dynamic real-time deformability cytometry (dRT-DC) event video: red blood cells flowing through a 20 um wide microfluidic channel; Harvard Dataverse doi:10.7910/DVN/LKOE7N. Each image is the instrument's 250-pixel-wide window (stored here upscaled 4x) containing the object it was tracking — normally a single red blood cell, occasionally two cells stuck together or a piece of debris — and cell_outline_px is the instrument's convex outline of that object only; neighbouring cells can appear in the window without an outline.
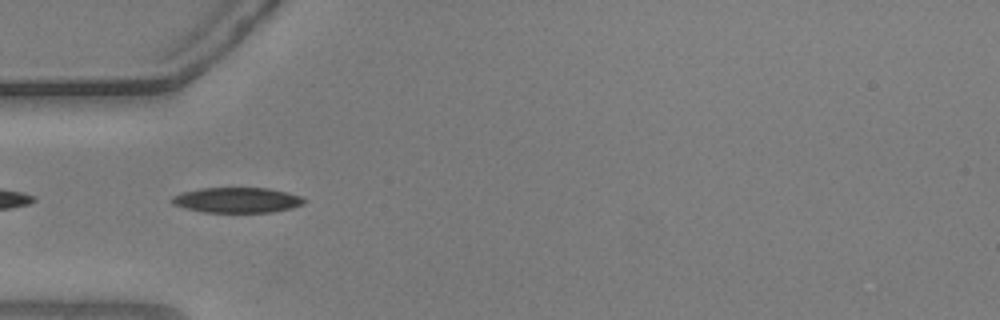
{"species": "common noctule bat (a hibernating species)", "species_latin": "Nyctalus noctula", "temperature_condition": "warm", "stored_images_in_passage": 7, "camera_frame_rate_fps": 3000, "um_per_image_px": 0.085, "animal": {"sex": "male", "body_mass_g": 20.5, "forearm_length_mm": 52.5}, "frame": {"image": 1, "passage_image": 2, "time_ms": 0.333, "image_size_px": [1000, 320], "cell_outline_px": [[304, 204], [292, 208], [272, 212], [204, 212], [184, 208], [172, 204], [168, 200], [172, 196], [180, 192], [200, 188], [268, 188], [288, 192], [300, 196], [304, 200]], "centroid_in_image_um": [20.09, 17.0], "position_along_channel_um": 64.9, "area_um2": 19.65}}
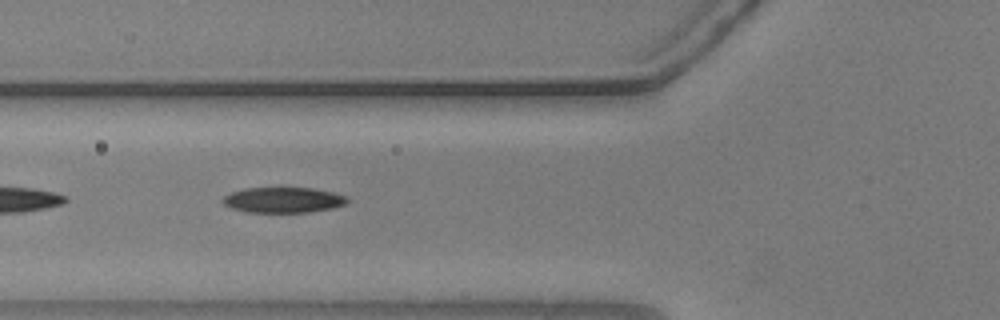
{"frame": {"image": 2, "passage_image": 5, "time_ms": 1.333, "image_size_px": [1000, 320], "cell_outline_px": [[348, 200], [344, 204], [332, 208], [308, 212], [244, 212], [232, 208], [224, 204], [220, 200], [224, 196], [232, 192], [244, 188], [312, 188], [332, 192], [348, 196]], "centroid_in_image_um": [24.05, 17.0], "position_along_channel_um": 101.8, "area_um2": 18.44}}